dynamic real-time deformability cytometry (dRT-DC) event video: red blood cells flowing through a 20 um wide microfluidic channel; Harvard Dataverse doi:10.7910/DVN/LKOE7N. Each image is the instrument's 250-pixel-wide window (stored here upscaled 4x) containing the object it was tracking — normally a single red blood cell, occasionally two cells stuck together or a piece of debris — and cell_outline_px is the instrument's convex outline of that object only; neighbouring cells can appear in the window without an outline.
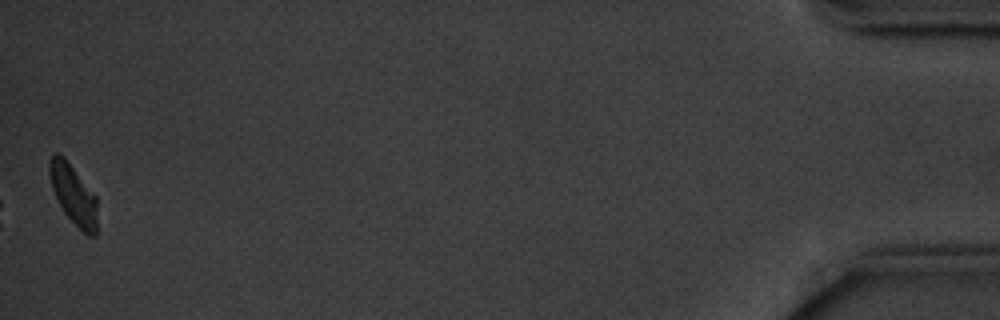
{"species": "common noctule bat (a hibernating species)", "species_latin": "Nyctalus noctula", "temperature_condition": "cold", "stored_images_in_passage": 14, "camera_frame_rate_fps": 3000, "um_per_image_px": 0.085, "animal": {"sex": "male", "body_mass_g": 20.1, "forearm_length_mm": 53.5}, "frame": {"image": 1, "passage_image": 14, "time_ms": 17.333, "image_size_px": [1000, 320], "cell_outline_px": [[96, 236], [88, 236], [64, 212], [52, 188], [48, 168], [48, 164], [52, 156], [56, 152], [64, 156], [96, 196]], "centroid_in_image_um": [6.23, 16.5], "position_along_channel_um": 429.0, "area_um2": 16.3}, "authors_computed_cell_mechanics": {"area_um2": 19.4497, "velocity_mm_per_s": 3.5292, "shape_relaxation_time_tau1_ms": 1.7957, "shape_relaxation_time_tau2_ms": null, "deformation_change_tau1": 0.0849, "deformation_change_tau2": null}}